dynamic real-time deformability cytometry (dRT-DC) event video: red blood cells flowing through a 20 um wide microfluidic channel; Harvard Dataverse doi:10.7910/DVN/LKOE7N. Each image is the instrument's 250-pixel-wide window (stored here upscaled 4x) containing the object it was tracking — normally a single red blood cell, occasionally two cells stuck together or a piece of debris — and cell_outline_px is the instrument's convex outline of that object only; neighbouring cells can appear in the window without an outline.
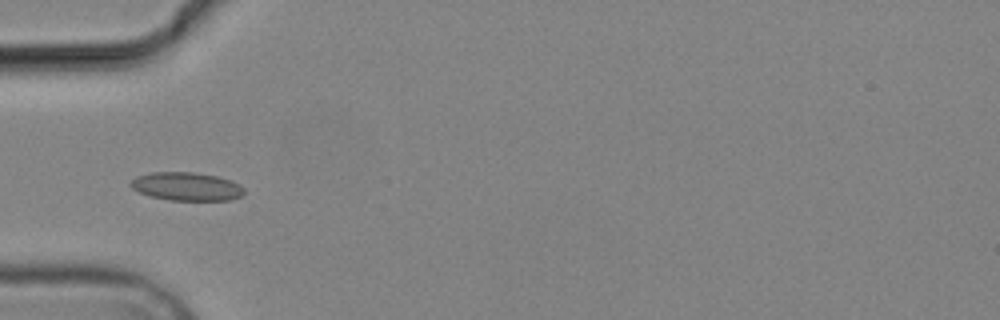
{"species": "common noctule bat (a hibernating species)", "species_latin": "Nyctalus noctula", "temperature_condition": "cold", "stored_images_in_passage": 7, "camera_frame_rate_fps": 3000, "um_per_image_px": 0.085, "animal": {"sex": "male", "body_mass_g": 19.2, "forearm_length_mm": 51.8}, "frame": {"image": 1, "passage_image": 5, "time_ms": 5.0, "image_size_px": [1000, 320], "cell_outline_px": [[244, 192], [240, 196], [228, 200], [168, 200], [152, 196], [140, 192], [132, 188], [128, 184], [136, 176], [152, 172], [192, 172], [216, 176], [240, 184], [244, 188]], "centroid_in_image_um": [15.83, 15.84], "position_along_channel_um": 69.2, "area_um2": 18.55}}
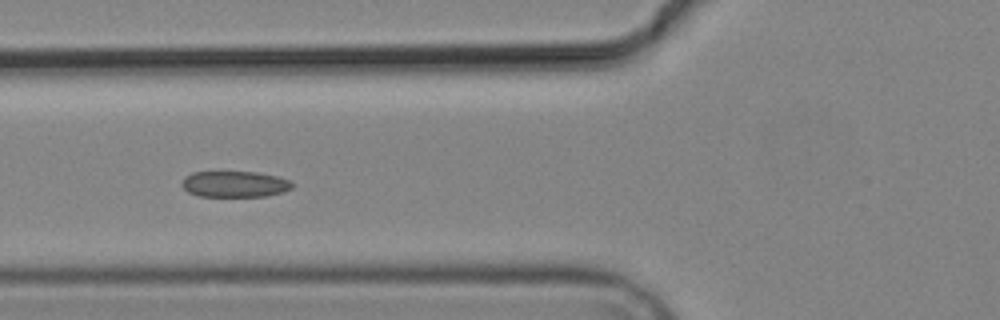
{"frame": {"image": 2, "passage_image": 6, "time_ms": 6.0, "image_size_px": [1000, 320], "cell_outline_px": [[292, 188], [284, 192], [268, 196], [196, 196], [188, 192], [180, 184], [184, 176], [192, 172], [256, 172], [276, 176], [288, 180], [292, 184]], "centroid_in_image_um": [19.91, 15.65], "position_along_channel_um": 105.9, "area_um2": 16.82}}
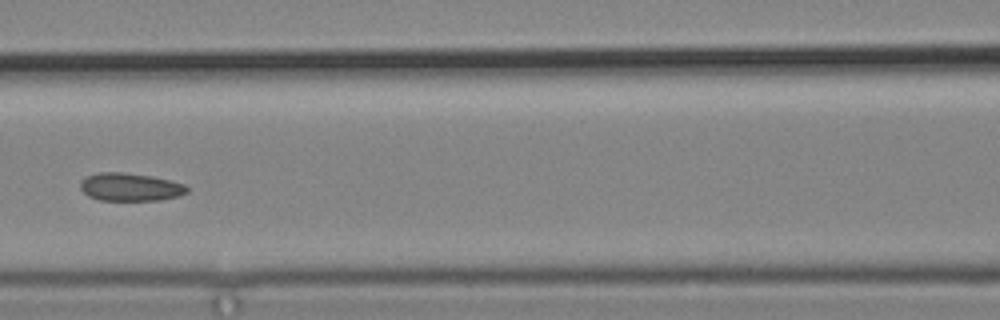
{"frame": {"image": 3, "passage_image": 7, "time_ms": 7.333, "image_size_px": [1000, 320], "cell_outline_px": [[188, 192], [180, 196], [160, 200], [100, 200], [88, 196], [80, 188], [80, 180], [96, 172], [124, 172], [152, 176], [184, 184], [188, 188]], "centroid_in_image_um": [11.06, 15.89], "position_along_channel_um": 155.5, "area_um2": 17.46}}